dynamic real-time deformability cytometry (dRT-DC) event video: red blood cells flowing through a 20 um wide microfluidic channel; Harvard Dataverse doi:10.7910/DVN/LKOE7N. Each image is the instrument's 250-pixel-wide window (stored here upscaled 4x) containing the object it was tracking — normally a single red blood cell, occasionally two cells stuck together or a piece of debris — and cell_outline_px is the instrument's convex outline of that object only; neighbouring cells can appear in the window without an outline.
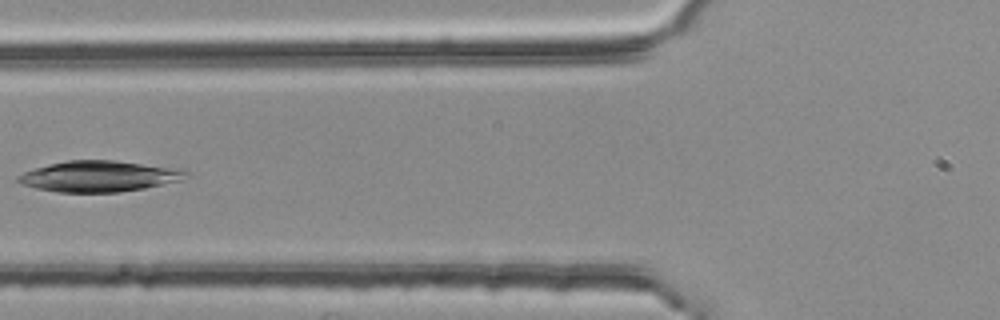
{"species": "common noctule bat (a hibernating species)", "species_latin": "Nyctalus noctula", "temperature_condition": "room temperature", "stored_images_in_passage": 4, "camera_frame_rate_fps": 3000, "um_per_image_px": 0.085, "animal": {"sex": "female", "body_mass_g": 25.1}, "frame": {"image": 1, "passage_image": 4, "time_ms": 1.0, "image_size_px": [1000, 320], "cell_outline_px": [[188, 172], [176, 180], [144, 188], [120, 192], [60, 192], [36, 188], [20, 184], [16, 180], [16, 176], [24, 172], [48, 164], [68, 160], [116, 160], [180, 168]], "centroid_in_image_um": [8.34, 14.97], "position_along_channel_um": 117.5, "area_um2": 29.94}}